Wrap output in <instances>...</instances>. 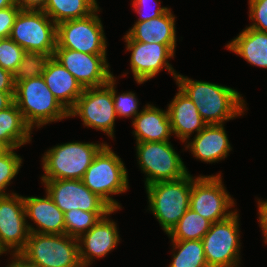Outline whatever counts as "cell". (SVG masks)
Returning <instances> with one entry per match:
<instances>
[{
  "instance_id": "7a4b0ae2",
  "label": "cell",
  "mask_w": 267,
  "mask_h": 267,
  "mask_svg": "<svg viewBox=\"0 0 267 267\" xmlns=\"http://www.w3.org/2000/svg\"><path fill=\"white\" fill-rule=\"evenodd\" d=\"M14 102L26 124L33 129L69 117V112L54 97L44 78H29L15 85Z\"/></svg>"
},
{
  "instance_id": "4316f807",
  "label": "cell",
  "mask_w": 267,
  "mask_h": 267,
  "mask_svg": "<svg viewBox=\"0 0 267 267\" xmlns=\"http://www.w3.org/2000/svg\"><path fill=\"white\" fill-rule=\"evenodd\" d=\"M211 224L209 220L189 208L168 236L171 237V241L202 240Z\"/></svg>"
},
{
  "instance_id": "30bf717a",
  "label": "cell",
  "mask_w": 267,
  "mask_h": 267,
  "mask_svg": "<svg viewBox=\"0 0 267 267\" xmlns=\"http://www.w3.org/2000/svg\"><path fill=\"white\" fill-rule=\"evenodd\" d=\"M100 18L94 12L88 17L57 24L56 48L88 54H106V40Z\"/></svg>"
},
{
  "instance_id": "52a82bcc",
  "label": "cell",
  "mask_w": 267,
  "mask_h": 267,
  "mask_svg": "<svg viewBox=\"0 0 267 267\" xmlns=\"http://www.w3.org/2000/svg\"><path fill=\"white\" fill-rule=\"evenodd\" d=\"M43 10H20L10 38L25 51L53 55L57 46V25Z\"/></svg>"
},
{
  "instance_id": "7bdbcfd3",
  "label": "cell",
  "mask_w": 267,
  "mask_h": 267,
  "mask_svg": "<svg viewBox=\"0 0 267 267\" xmlns=\"http://www.w3.org/2000/svg\"><path fill=\"white\" fill-rule=\"evenodd\" d=\"M7 149H8V148H7L4 144H2V143L0 142V154H2L3 152H5Z\"/></svg>"
},
{
  "instance_id": "44dd1931",
  "label": "cell",
  "mask_w": 267,
  "mask_h": 267,
  "mask_svg": "<svg viewBox=\"0 0 267 267\" xmlns=\"http://www.w3.org/2000/svg\"><path fill=\"white\" fill-rule=\"evenodd\" d=\"M186 146L191 149L193 156L207 163L224 159L231 150L223 124L207 125Z\"/></svg>"
},
{
  "instance_id": "4fadbf2b",
  "label": "cell",
  "mask_w": 267,
  "mask_h": 267,
  "mask_svg": "<svg viewBox=\"0 0 267 267\" xmlns=\"http://www.w3.org/2000/svg\"><path fill=\"white\" fill-rule=\"evenodd\" d=\"M53 57L75 77L83 89L103 86L113 77L106 54L55 48Z\"/></svg>"
},
{
  "instance_id": "ffe728a7",
  "label": "cell",
  "mask_w": 267,
  "mask_h": 267,
  "mask_svg": "<svg viewBox=\"0 0 267 267\" xmlns=\"http://www.w3.org/2000/svg\"><path fill=\"white\" fill-rule=\"evenodd\" d=\"M42 77L54 97L69 112L82 95L83 88L75 77L53 56L47 62Z\"/></svg>"
},
{
  "instance_id": "1f68e13d",
  "label": "cell",
  "mask_w": 267,
  "mask_h": 267,
  "mask_svg": "<svg viewBox=\"0 0 267 267\" xmlns=\"http://www.w3.org/2000/svg\"><path fill=\"white\" fill-rule=\"evenodd\" d=\"M25 50L10 37L0 43V66L13 75L20 64Z\"/></svg>"
},
{
  "instance_id": "d6986e66",
  "label": "cell",
  "mask_w": 267,
  "mask_h": 267,
  "mask_svg": "<svg viewBox=\"0 0 267 267\" xmlns=\"http://www.w3.org/2000/svg\"><path fill=\"white\" fill-rule=\"evenodd\" d=\"M171 131L184 142L194 131L197 134L207 126L192 100L180 89L168 106Z\"/></svg>"
},
{
  "instance_id": "4dcf8cb0",
  "label": "cell",
  "mask_w": 267,
  "mask_h": 267,
  "mask_svg": "<svg viewBox=\"0 0 267 267\" xmlns=\"http://www.w3.org/2000/svg\"><path fill=\"white\" fill-rule=\"evenodd\" d=\"M13 150L14 148H8L0 154V196L9 195L4 191L21 167L22 158Z\"/></svg>"
},
{
  "instance_id": "ab89813d",
  "label": "cell",
  "mask_w": 267,
  "mask_h": 267,
  "mask_svg": "<svg viewBox=\"0 0 267 267\" xmlns=\"http://www.w3.org/2000/svg\"><path fill=\"white\" fill-rule=\"evenodd\" d=\"M15 91H0V111L14 102Z\"/></svg>"
},
{
  "instance_id": "8d00e7d4",
  "label": "cell",
  "mask_w": 267,
  "mask_h": 267,
  "mask_svg": "<svg viewBox=\"0 0 267 267\" xmlns=\"http://www.w3.org/2000/svg\"><path fill=\"white\" fill-rule=\"evenodd\" d=\"M0 91H15L14 75L0 66Z\"/></svg>"
},
{
  "instance_id": "5b68a950",
  "label": "cell",
  "mask_w": 267,
  "mask_h": 267,
  "mask_svg": "<svg viewBox=\"0 0 267 267\" xmlns=\"http://www.w3.org/2000/svg\"><path fill=\"white\" fill-rule=\"evenodd\" d=\"M19 255L37 267H83L78 239L67 234L32 232Z\"/></svg>"
},
{
  "instance_id": "2e32d148",
  "label": "cell",
  "mask_w": 267,
  "mask_h": 267,
  "mask_svg": "<svg viewBox=\"0 0 267 267\" xmlns=\"http://www.w3.org/2000/svg\"><path fill=\"white\" fill-rule=\"evenodd\" d=\"M127 50H131V69L135 81L139 84L153 78L162 68H166L176 79L169 58L174 56L176 45H164L158 43H141L139 41H125Z\"/></svg>"
},
{
  "instance_id": "ac0fdd59",
  "label": "cell",
  "mask_w": 267,
  "mask_h": 267,
  "mask_svg": "<svg viewBox=\"0 0 267 267\" xmlns=\"http://www.w3.org/2000/svg\"><path fill=\"white\" fill-rule=\"evenodd\" d=\"M26 217L37 224L39 230L28 225L30 233L65 234L64 213L47 194L45 198L23 197Z\"/></svg>"
},
{
  "instance_id": "f546056e",
  "label": "cell",
  "mask_w": 267,
  "mask_h": 267,
  "mask_svg": "<svg viewBox=\"0 0 267 267\" xmlns=\"http://www.w3.org/2000/svg\"><path fill=\"white\" fill-rule=\"evenodd\" d=\"M51 56L53 55H46L38 51H25L14 73L15 85L29 78L41 77Z\"/></svg>"
},
{
  "instance_id": "7c38bea8",
  "label": "cell",
  "mask_w": 267,
  "mask_h": 267,
  "mask_svg": "<svg viewBox=\"0 0 267 267\" xmlns=\"http://www.w3.org/2000/svg\"><path fill=\"white\" fill-rule=\"evenodd\" d=\"M80 116L83 124L102 130L114 137V122L117 117L111 89L105 84L100 87L83 89L69 116Z\"/></svg>"
},
{
  "instance_id": "836d02e7",
  "label": "cell",
  "mask_w": 267,
  "mask_h": 267,
  "mask_svg": "<svg viewBox=\"0 0 267 267\" xmlns=\"http://www.w3.org/2000/svg\"><path fill=\"white\" fill-rule=\"evenodd\" d=\"M250 19L255 21L249 28L267 33V0H249Z\"/></svg>"
},
{
  "instance_id": "cb8c5ba5",
  "label": "cell",
  "mask_w": 267,
  "mask_h": 267,
  "mask_svg": "<svg viewBox=\"0 0 267 267\" xmlns=\"http://www.w3.org/2000/svg\"><path fill=\"white\" fill-rule=\"evenodd\" d=\"M254 66L267 68V33L247 27L227 46Z\"/></svg>"
},
{
  "instance_id": "8fae6325",
  "label": "cell",
  "mask_w": 267,
  "mask_h": 267,
  "mask_svg": "<svg viewBox=\"0 0 267 267\" xmlns=\"http://www.w3.org/2000/svg\"><path fill=\"white\" fill-rule=\"evenodd\" d=\"M233 204V199L224 189L220 174L199 176L192 182L190 209L212 224L233 215V211H227Z\"/></svg>"
},
{
  "instance_id": "74e56055",
  "label": "cell",
  "mask_w": 267,
  "mask_h": 267,
  "mask_svg": "<svg viewBox=\"0 0 267 267\" xmlns=\"http://www.w3.org/2000/svg\"><path fill=\"white\" fill-rule=\"evenodd\" d=\"M14 2L21 10H43L46 0H14Z\"/></svg>"
},
{
  "instance_id": "83f0119b",
  "label": "cell",
  "mask_w": 267,
  "mask_h": 267,
  "mask_svg": "<svg viewBox=\"0 0 267 267\" xmlns=\"http://www.w3.org/2000/svg\"><path fill=\"white\" fill-rule=\"evenodd\" d=\"M173 260L169 267H208L202 240L172 241Z\"/></svg>"
},
{
  "instance_id": "f6af8a7d",
  "label": "cell",
  "mask_w": 267,
  "mask_h": 267,
  "mask_svg": "<svg viewBox=\"0 0 267 267\" xmlns=\"http://www.w3.org/2000/svg\"><path fill=\"white\" fill-rule=\"evenodd\" d=\"M4 252L2 251V249L0 248V255L3 254Z\"/></svg>"
},
{
  "instance_id": "ee69618b",
  "label": "cell",
  "mask_w": 267,
  "mask_h": 267,
  "mask_svg": "<svg viewBox=\"0 0 267 267\" xmlns=\"http://www.w3.org/2000/svg\"><path fill=\"white\" fill-rule=\"evenodd\" d=\"M3 39H4V37L0 35V43H1V41H2Z\"/></svg>"
},
{
  "instance_id": "277c9868",
  "label": "cell",
  "mask_w": 267,
  "mask_h": 267,
  "mask_svg": "<svg viewBox=\"0 0 267 267\" xmlns=\"http://www.w3.org/2000/svg\"><path fill=\"white\" fill-rule=\"evenodd\" d=\"M127 175L121 158L105 144L94 156L81 180L91 192L97 194L112 209L118 210L120 205L109 195L127 191Z\"/></svg>"
},
{
  "instance_id": "e575fe53",
  "label": "cell",
  "mask_w": 267,
  "mask_h": 267,
  "mask_svg": "<svg viewBox=\"0 0 267 267\" xmlns=\"http://www.w3.org/2000/svg\"><path fill=\"white\" fill-rule=\"evenodd\" d=\"M20 10L21 9L15 4L0 10V35L4 38L10 36L15 18Z\"/></svg>"
},
{
  "instance_id": "9c48e42d",
  "label": "cell",
  "mask_w": 267,
  "mask_h": 267,
  "mask_svg": "<svg viewBox=\"0 0 267 267\" xmlns=\"http://www.w3.org/2000/svg\"><path fill=\"white\" fill-rule=\"evenodd\" d=\"M239 224L235 211L229 218L211 224L202 243L208 267H237L239 261Z\"/></svg>"
},
{
  "instance_id": "8992f818",
  "label": "cell",
  "mask_w": 267,
  "mask_h": 267,
  "mask_svg": "<svg viewBox=\"0 0 267 267\" xmlns=\"http://www.w3.org/2000/svg\"><path fill=\"white\" fill-rule=\"evenodd\" d=\"M104 145L70 142L49 149L43 156L42 180H81Z\"/></svg>"
},
{
  "instance_id": "f1b7e54d",
  "label": "cell",
  "mask_w": 267,
  "mask_h": 267,
  "mask_svg": "<svg viewBox=\"0 0 267 267\" xmlns=\"http://www.w3.org/2000/svg\"><path fill=\"white\" fill-rule=\"evenodd\" d=\"M108 213L109 212H87L80 209H73L72 211L65 212V234L78 239Z\"/></svg>"
},
{
  "instance_id": "ba28073f",
  "label": "cell",
  "mask_w": 267,
  "mask_h": 267,
  "mask_svg": "<svg viewBox=\"0 0 267 267\" xmlns=\"http://www.w3.org/2000/svg\"><path fill=\"white\" fill-rule=\"evenodd\" d=\"M136 147L138 163L147 174L146 186L158 181L177 180L188 174L186 166L169 141L138 142Z\"/></svg>"
},
{
  "instance_id": "e0dca14e",
  "label": "cell",
  "mask_w": 267,
  "mask_h": 267,
  "mask_svg": "<svg viewBox=\"0 0 267 267\" xmlns=\"http://www.w3.org/2000/svg\"><path fill=\"white\" fill-rule=\"evenodd\" d=\"M116 211L112 209L102 217L89 231L78 238L79 257L83 267L90 265L93 257L106 256L119 242V234L115 222L106 216ZM81 242V243H80ZM84 248H83V245Z\"/></svg>"
},
{
  "instance_id": "b9f144b4",
  "label": "cell",
  "mask_w": 267,
  "mask_h": 267,
  "mask_svg": "<svg viewBox=\"0 0 267 267\" xmlns=\"http://www.w3.org/2000/svg\"><path fill=\"white\" fill-rule=\"evenodd\" d=\"M15 4L14 0H0V10Z\"/></svg>"
},
{
  "instance_id": "9a60e30c",
  "label": "cell",
  "mask_w": 267,
  "mask_h": 267,
  "mask_svg": "<svg viewBox=\"0 0 267 267\" xmlns=\"http://www.w3.org/2000/svg\"><path fill=\"white\" fill-rule=\"evenodd\" d=\"M0 196V248L14 249L19 254L25 247L30 231L26 222L23 196L12 193Z\"/></svg>"
},
{
  "instance_id": "d590c367",
  "label": "cell",
  "mask_w": 267,
  "mask_h": 267,
  "mask_svg": "<svg viewBox=\"0 0 267 267\" xmlns=\"http://www.w3.org/2000/svg\"><path fill=\"white\" fill-rule=\"evenodd\" d=\"M156 2L155 6H157V8H155V10H153V12H149V13H145L143 9H145L148 4L150 3V0H133V7L135 9V11H137V13L140 15V18L138 19L137 22H143V21H148L151 20L153 18H156L158 16H160L161 14L165 13L169 8L166 7H161L159 6V4L157 3L156 0H151ZM149 2V3H148ZM152 3V2H151Z\"/></svg>"
},
{
  "instance_id": "3957f363",
  "label": "cell",
  "mask_w": 267,
  "mask_h": 267,
  "mask_svg": "<svg viewBox=\"0 0 267 267\" xmlns=\"http://www.w3.org/2000/svg\"><path fill=\"white\" fill-rule=\"evenodd\" d=\"M194 180L188 173L177 180L158 181L146 186L149 209L166 234L190 208V192Z\"/></svg>"
},
{
  "instance_id": "484cf974",
  "label": "cell",
  "mask_w": 267,
  "mask_h": 267,
  "mask_svg": "<svg viewBox=\"0 0 267 267\" xmlns=\"http://www.w3.org/2000/svg\"><path fill=\"white\" fill-rule=\"evenodd\" d=\"M96 0H46L43 11L57 25L68 20L88 17L98 11Z\"/></svg>"
},
{
  "instance_id": "d6a6232c",
  "label": "cell",
  "mask_w": 267,
  "mask_h": 267,
  "mask_svg": "<svg viewBox=\"0 0 267 267\" xmlns=\"http://www.w3.org/2000/svg\"><path fill=\"white\" fill-rule=\"evenodd\" d=\"M115 81L114 76L107 82V86L112 91L114 108L118 117H130L137 116L138 112V101L135 97V94L132 92L123 93L121 95L116 94L115 90Z\"/></svg>"
},
{
  "instance_id": "d4e9b609",
  "label": "cell",
  "mask_w": 267,
  "mask_h": 267,
  "mask_svg": "<svg viewBox=\"0 0 267 267\" xmlns=\"http://www.w3.org/2000/svg\"><path fill=\"white\" fill-rule=\"evenodd\" d=\"M31 130L15 102L0 111V142L7 148L17 149L31 141Z\"/></svg>"
},
{
  "instance_id": "603a6c76",
  "label": "cell",
  "mask_w": 267,
  "mask_h": 267,
  "mask_svg": "<svg viewBox=\"0 0 267 267\" xmlns=\"http://www.w3.org/2000/svg\"><path fill=\"white\" fill-rule=\"evenodd\" d=\"M134 134L138 142H166L172 134L168 111L147 105L133 119Z\"/></svg>"
},
{
  "instance_id": "5bb4252c",
  "label": "cell",
  "mask_w": 267,
  "mask_h": 267,
  "mask_svg": "<svg viewBox=\"0 0 267 267\" xmlns=\"http://www.w3.org/2000/svg\"><path fill=\"white\" fill-rule=\"evenodd\" d=\"M47 194L63 212L82 210L87 212H110L112 208L97 194L91 192L82 180H42Z\"/></svg>"
},
{
  "instance_id": "7402d4cb",
  "label": "cell",
  "mask_w": 267,
  "mask_h": 267,
  "mask_svg": "<svg viewBox=\"0 0 267 267\" xmlns=\"http://www.w3.org/2000/svg\"><path fill=\"white\" fill-rule=\"evenodd\" d=\"M175 17L168 9L160 16L148 21L136 22L125 35V41L176 45Z\"/></svg>"
},
{
  "instance_id": "60d3db41",
  "label": "cell",
  "mask_w": 267,
  "mask_h": 267,
  "mask_svg": "<svg viewBox=\"0 0 267 267\" xmlns=\"http://www.w3.org/2000/svg\"><path fill=\"white\" fill-rule=\"evenodd\" d=\"M12 256H14L13 260L9 265H7L8 267H37L34 264H31L30 262H27L19 254H13Z\"/></svg>"
},
{
  "instance_id": "f35d334b",
  "label": "cell",
  "mask_w": 267,
  "mask_h": 267,
  "mask_svg": "<svg viewBox=\"0 0 267 267\" xmlns=\"http://www.w3.org/2000/svg\"><path fill=\"white\" fill-rule=\"evenodd\" d=\"M258 208H259V222L260 227L263 230L264 239L266 240L265 243H267V201H258Z\"/></svg>"
},
{
  "instance_id": "6da1fadb",
  "label": "cell",
  "mask_w": 267,
  "mask_h": 267,
  "mask_svg": "<svg viewBox=\"0 0 267 267\" xmlns=\"http://www.w3.org/2000/svg\"><path fill=\"white\" fill-rule=\"evenodd\" d=\"M176 83L195 104L203 120L210 124H223L243 113L245 101L239 92L222 85L193 81L182 75L176 76Z\"/></svg>"
}]
</instances>
